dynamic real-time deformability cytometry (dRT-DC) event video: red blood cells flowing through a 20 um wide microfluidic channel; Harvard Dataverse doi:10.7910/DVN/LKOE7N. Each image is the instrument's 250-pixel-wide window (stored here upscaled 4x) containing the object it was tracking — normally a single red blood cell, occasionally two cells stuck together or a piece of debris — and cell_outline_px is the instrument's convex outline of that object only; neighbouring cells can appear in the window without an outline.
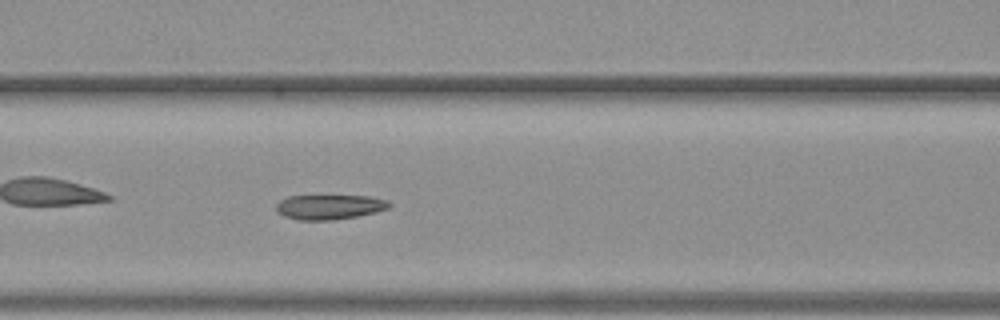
{"species": "common noctule bat (a hibernating species)", "species_latin": "Nyctalus noctula", "temperature_condition": "warm", "stored_images_in_passage": 39, "camera_frame_rate_fps": 3000, "um_per_image_px": 0.085, "animal": {"sex": "female", "body_mass_g": 19.3, "forearm_length_mm": 54.1}, "frame": {"image": 1, "passage_image": 6, "time_ms": 1.667, "image_size_px": [1000, 320], "cell_outline_px": [[392, 204], [388, 208], [376, 212], [356, 216], [332, 220], [300, 220], [284, 216], [276, 212], [276, 204], [280, 200], [288, 196], [368, 196], [388, 200]], "centroid_in_image_um": [27.99, 17.59], "position_along_channel_um": 138.6, "area_um2": 16.3}}
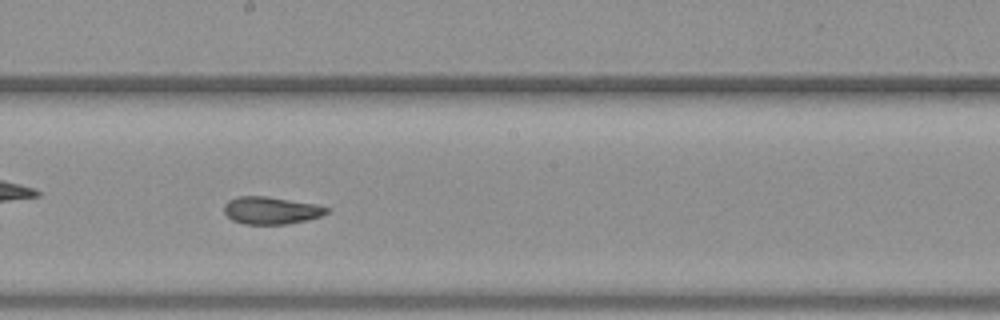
{"frame": {"image": 2, "passage_image": 13, "time_ms": 4.0, "image_size_px": [1000, 320], "cell_outline_px": [[332, 212], [308, 220], [288, 224], [244, 224], [232, 220], [224, 212], [224, 204], [228, 200], [240, 196], [264, 196], [316, 204], [332, 208]], "centroid_in_image_um": [23.09, 17.89], "position_along_channel_um": 225.1, "area_um2": 16.53}}
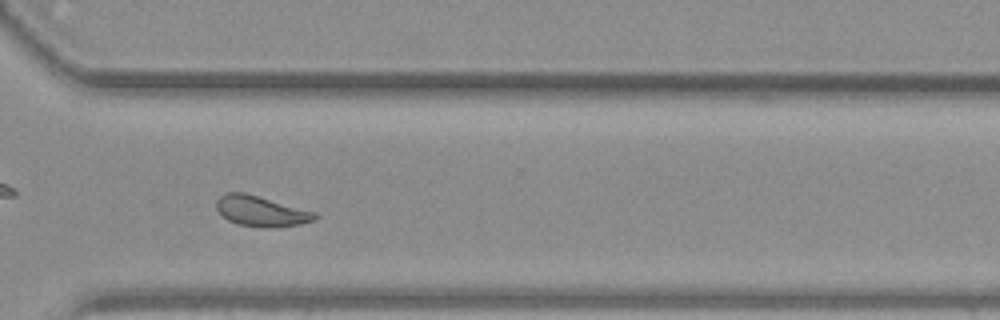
{"frame": {"image": 3, "passage_image": 23, "time_ms": 7.333, "image_size_px": [1000, 320], "cell_outline_px": [[320, 216], [316, 220], [300, 224], [264, 228], [236, 224], [228, 220], [216, 208], [216, 200], [220, 196], [228, 192], [244, 192], [316, 212]], "centroid_in_image_um": [22.21, 17.95], "position_along_channel_um": 348.4, "area_um2": 17.46}}